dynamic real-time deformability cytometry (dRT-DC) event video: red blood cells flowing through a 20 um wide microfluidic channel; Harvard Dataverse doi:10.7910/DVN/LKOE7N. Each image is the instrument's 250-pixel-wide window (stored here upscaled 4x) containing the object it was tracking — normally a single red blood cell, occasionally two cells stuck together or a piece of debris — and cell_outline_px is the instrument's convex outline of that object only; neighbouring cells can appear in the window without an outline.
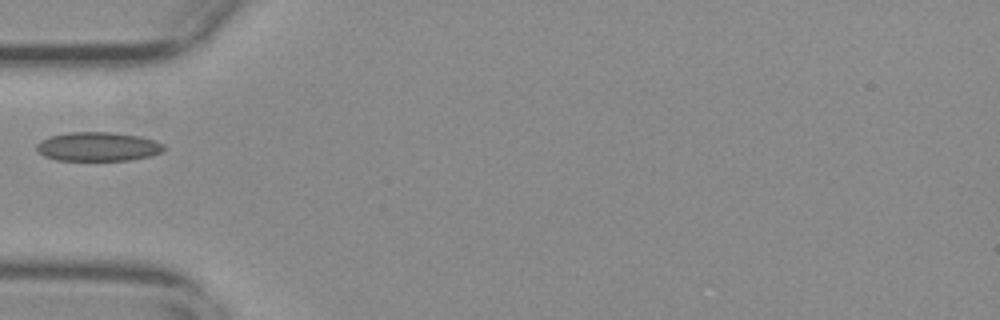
{"species": "common noctule bat (a hibernating species)", "species_latin": "Nyctalus noctula", "temperature_condition": "warm", "stored_images_in_passage": 17, "camera_frame_rate_fps": 3000, "um_per_image_px": 0.085, "animal": {"sex": "female", "body_mass_g": 29.2, "forearm_length_mm": 56.3}, "frame": {"image": 1, "passage_image": 1, "time_ms": 0.0, "image_size_px": [1000, 320], "cell_outline_px": [[164, 148], [160, 152], [152, 156], [128, 160], [56, 160], [44, 156], [36, 152], [36, 144], [40, 140], [52, 136], [68, 132], [112, 132], [140, 136], [156, 140], [164, 144]], "centroid_in_image_um": [8.31, 12.46], "position_along_channel_um": 76.7, "area_um2": 21.68}}
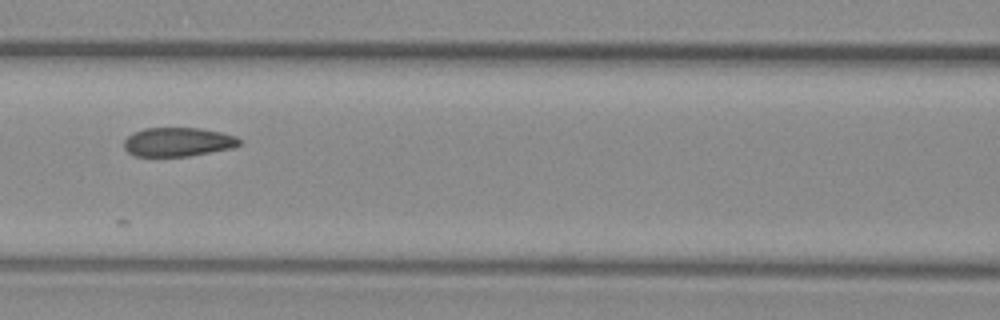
{"frame": {"image": 2, "passage_image": 7, "time_ms": 2.0, "image_size_px": [1000, 320], "cell_outline_px": [[244, 140], [240, 144], [232, 148], [188, 156], [136, 156], [128, 152], [124, 148], [124, 140], [132, 132], [144, 128], [200, 128], [220, 132], [236, 136]], "centroid_in_image_um": [15.13, 12.06], "position_along_channel_um": 151.5, "area_um2": 19.54}}
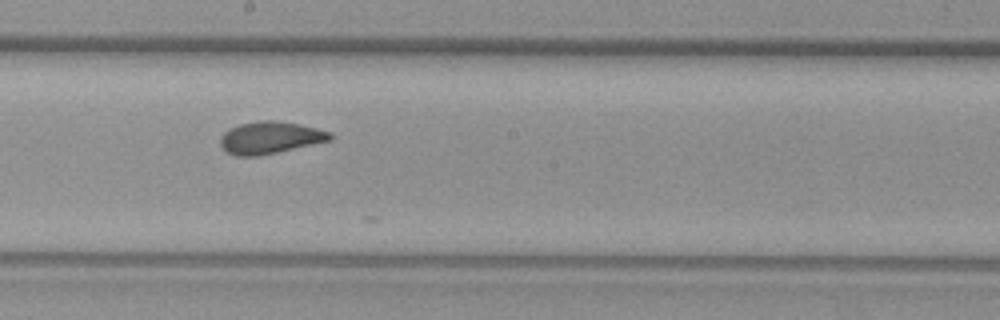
{"frame": {"image": 3, "passage_image": 13, "time_ms": 4.0, "image_size_px": [1000, 320], "cell_outline_px": [[332, 140], [276, 152], [256, 156], [236, 156], [228, 152], [220, 144], [220, 136], [228, 128], [240, 124], [256, 120], [276, 120], [300, 124], [332, 132]], "centroid_in_image_um": [22.95, 11.68], "position_along_channel_um": 225.2, "area_um2": 20.58}}